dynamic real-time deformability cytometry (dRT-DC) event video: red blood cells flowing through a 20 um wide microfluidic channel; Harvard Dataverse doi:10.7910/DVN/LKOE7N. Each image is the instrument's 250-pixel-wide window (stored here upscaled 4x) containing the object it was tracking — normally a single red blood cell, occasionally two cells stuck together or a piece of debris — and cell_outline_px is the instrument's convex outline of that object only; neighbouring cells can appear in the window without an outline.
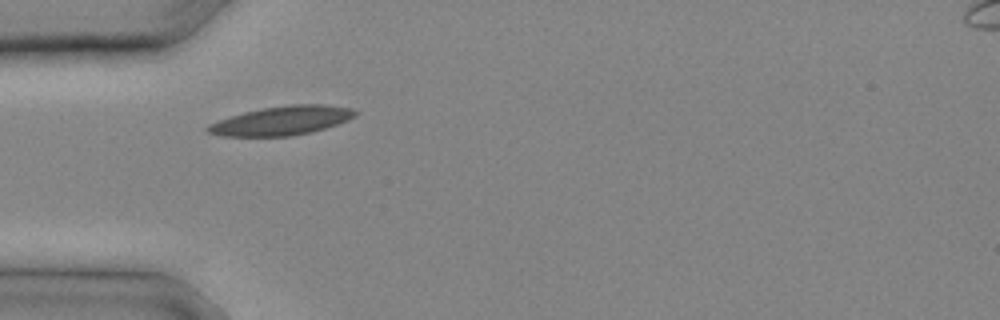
{"species": "common noctule bat (a hibernating species)", "species_latin": "Nyctalus noctula", "temperature_condition": "cold", "stored_images_in_passage": 9, "camera_frame_rate_fps": 3000, "um_per_image_px": 0.085, "animal": {"sex": "male", "body_mass_g": 20.4}, "frame": {"image": 1, "passage_image": 1, "time_ms": 0.0, "image_size_px": [1000, 320], "cell_outline_px": [[360, 112], [356, 116], [348, 120], [312, 132], [292, 136], [220, 136], [208, 132], [204, 128], [208, 124], [244, 112], [264, 108], [292, 104], [320, 104], [352, 108]], "centroid_in_image_um": [23.97, 10.26], "position_along_channel_um": 61.0, "area_um2": 24.8}}
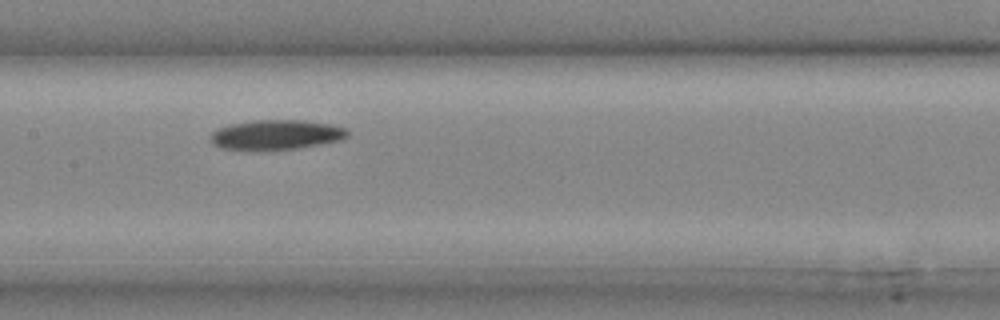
{"frame": {"image": 2, "passage_image": 6, "time_ms": 1.667, "image_size_px": [1000, 320], "cell_outline_px": [[348, 136], [340, 140], [320, 144], [272, 152], [260, 152], [220, 148], [212, 144], [208, 140], [212, 132], [228, 124], [252, 120], [304, 120], [328, 124], [348, 128]], "centroid_in_image_um": [23.4, 11.48], "position_along_channel_um": 184.0, "area_um2": 24.57}}
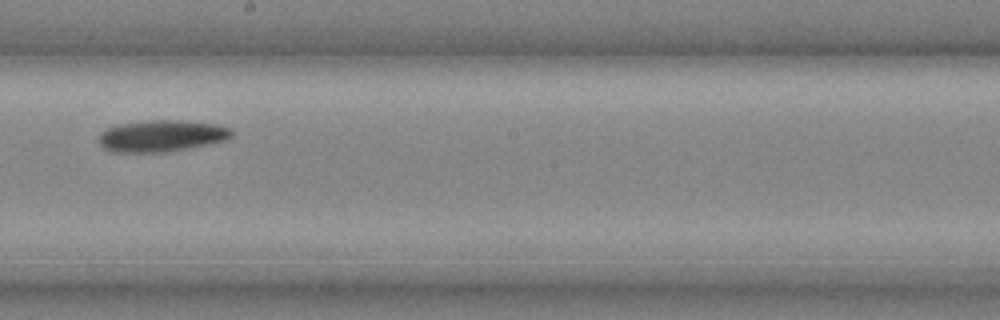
{"frame": {"image": 3, "passage_image": 8, "time_ms": 2.333, "image_size_px": [1000, 320], "cell_outline_px": [[232, 136], [228, 140], [168, 152], [112, 152], [104, 148], [100, 144], [100, 136], [108, 128], [120, 124], [148, 120], [180, 120], [216, 124], [232, 128]], "centroid_in_image_um": [13.79, 11.55], "position_along_channel_um": 234.4, "area_um2": 24.39}}